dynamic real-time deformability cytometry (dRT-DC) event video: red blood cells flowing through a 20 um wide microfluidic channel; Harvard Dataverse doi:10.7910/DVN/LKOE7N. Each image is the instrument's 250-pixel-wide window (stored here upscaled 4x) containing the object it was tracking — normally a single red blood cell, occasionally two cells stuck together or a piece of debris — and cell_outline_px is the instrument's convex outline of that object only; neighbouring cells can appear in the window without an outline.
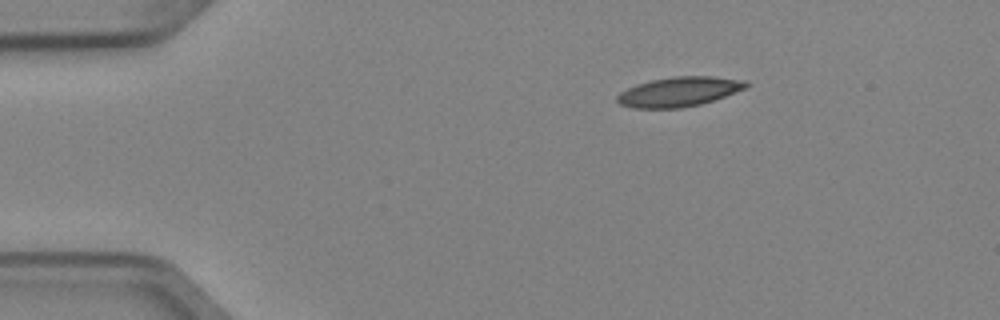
{"species": "Egyptian fruit bat (a non-hibernating species)", "species_latin": "Rousettus aegyptiacus", "temperature_condition": "cold", "stored_images_in_passage": 3, "camera_frame_rate_fps": 3000, "um_per_image_px": 0.085, "animal": {"sex": "female"}, "frame": {"image": 1, "passage_image": 1, "time_ms": 0.0, "image_size_px": [1000, 320], "cell_outline_px": [[752, 84], [744, 88], [724, 96], [700, 104], [680, 108], [632, 108], [620, 104], [616, 100], [616, 96], [620, 92], [636, 84], [652, 80], [672, 76], [712, 76], [744, 80]], "centroid_in_image_um": [57.69, 7.79], "position_along_channel_um": 27.3, "area_um2": 22.14}}
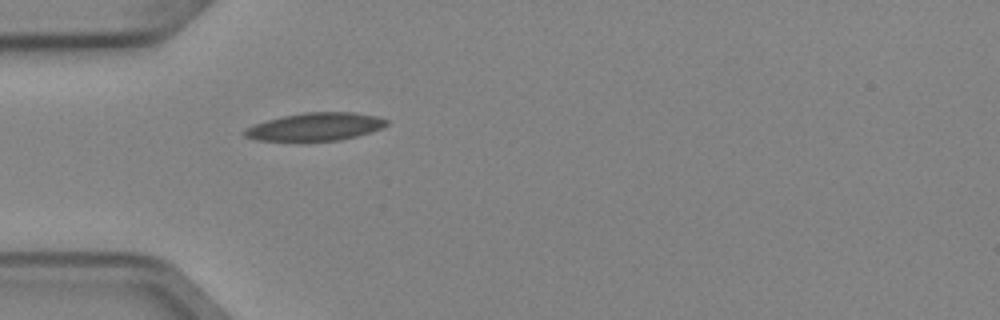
{"frame": {"image": 2, "passage_image": 3, "time_ms": 0.667, "image_size_px": [1000, 320], "cell_outline_px": [[388, 124], [380, 128], [356, 136], [336, 140], [260, 140], [244, 136], [244, 132], [252, 124], [284, 116], [304, 112], [356, 112], [376, 116], [388, 120]], "centroid_in_image_um": [26.82, 10.75], "position_along_channel_um": 58.2, "area_um2": 22.54}}